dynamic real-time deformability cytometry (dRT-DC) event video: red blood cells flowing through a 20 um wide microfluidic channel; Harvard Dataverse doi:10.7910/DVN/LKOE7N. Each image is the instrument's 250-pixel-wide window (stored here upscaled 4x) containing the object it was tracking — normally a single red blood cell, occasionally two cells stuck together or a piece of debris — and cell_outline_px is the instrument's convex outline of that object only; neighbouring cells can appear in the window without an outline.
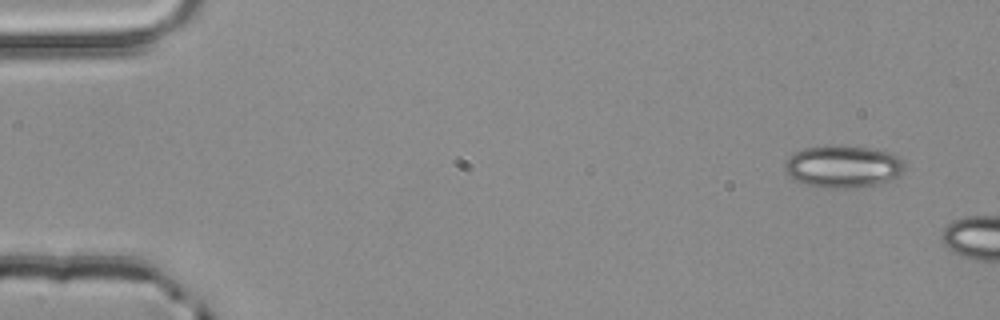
{"species": "common noctule bat (a hibernating species)", "species_latin": "Nyctalus noctula", "temperature_condition": "room temperature", "stored_images_in_passage": 2, "camera_frame_rate_fps": 3000, "um_per_image_px": 0.085, "animal": {"sex": "male", "body_mass_g": 20.4}, "frame": {"image": 1, "passage_image": 1, "time_ms": 0.0, "image_size_px": [1000, 320], "cell_outline_px": [[904, 168], [900, 176], [880, 184], [848, 188], [824, 188], [792, 180], [788, 176], [784, 168], [784, 164], [792, 152], [804, 148], [832, 144], [836, 144], [868, 148], [888, 152], [896, 156], [904, 164]], "centroid_in_image_um": [71.61, 14.15], "position_along_channel_um": 13.4, "area_um2": 29.82}}